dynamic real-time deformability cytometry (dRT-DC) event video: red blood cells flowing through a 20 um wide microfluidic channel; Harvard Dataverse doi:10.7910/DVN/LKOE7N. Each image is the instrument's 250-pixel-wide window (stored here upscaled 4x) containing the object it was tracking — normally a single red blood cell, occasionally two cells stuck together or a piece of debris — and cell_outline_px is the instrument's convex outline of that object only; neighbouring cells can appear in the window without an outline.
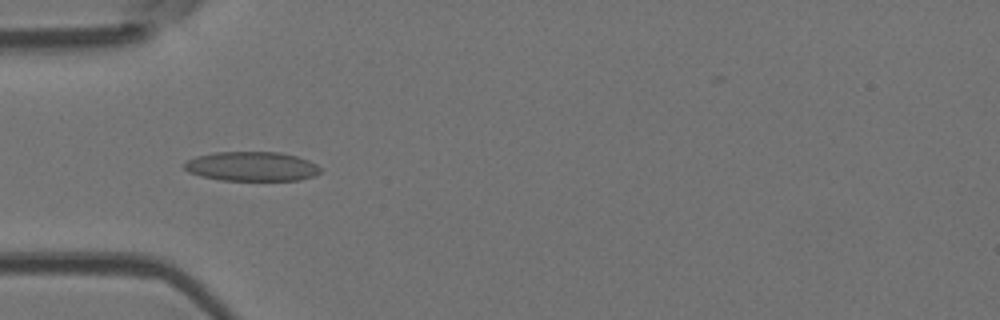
{"species": "Egyptian fruit bat (a non-hibernating species)", "species_latin": "Rousettus aegyptiacus", "temperature_condition": "room temperature", "stored_images_in_passage": 45, "camera_frame_rate_fps": 3000, "um_per_image_px": 0.085, "animal": {"sex": "female"}, "frame": {"image": 1, "passage_image": 14, "time_ms": 4.333, "image_size_px": [1000, 320], "cell_outline_px": [[320, 172], [316, 176], [300, 180], [220, 180], [200, 176], [188, 172], [184, 168], [184, 164], [188, 160], [196, 156], [212, 152], [280, 152], [296, 156], [308, 160], [316, 164], [320, 168]], "centroid_in_image_um": [21.39, 14.14], "position_along_channel_um": 63.6, "area_um2": 23.41}}
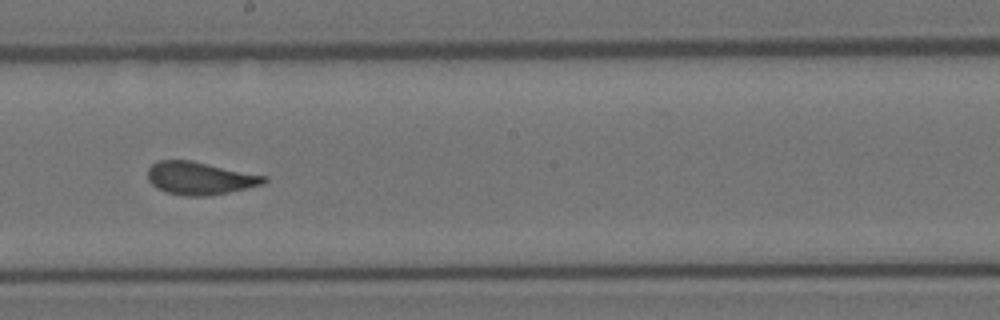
{"frame": {"image": 2, "passage_image": 27, "time_ms": 8.667, "image_size_px": [1000, 320], "cell_outline_px": [[268, 180], [264, 184], [228, 192], [204, 196], [184, 196], [164, 192], [156, 188], [148, 180], [148, 168], [152, 164], [160, 160], [192, 160], [268, 176]], "centroid_in_image_um": [16.99, 15.14], "position_along_channel_um": 231.2, "area_um2": 22.37}}
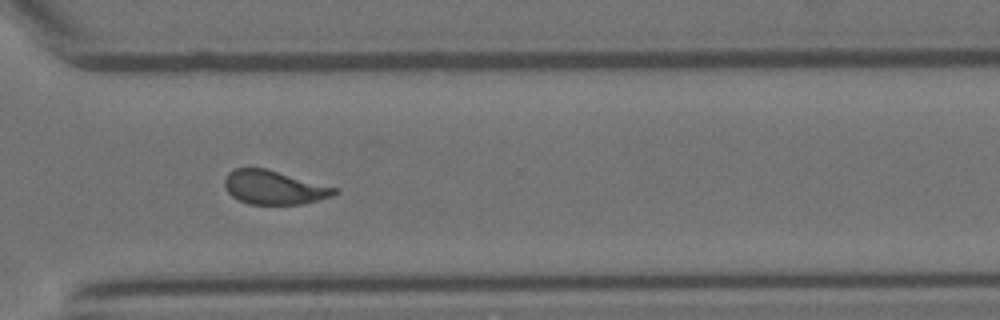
{"frame": {"image": 3, "passage_image": 36, "time_ms": 11.667, "image_size_px": [1000, 320], "cell_outline_px": [[340, 192], [332, 196], [300, 204], [248, 204], [232, 196], [224, 188], [224, 180], [228, 172], [236, 168], [264, 168], [336, 188]], "centroid_in_image_um": [23.24, 15.94], "position_along_channel_um": 347.4, "area_um2": 21.33}, "authors_computed_cell_mechanics": {"area_um2": 22.4264, "velocity_mm_per_s": 3.8811, "shape_relaxation_time_tau1_ms": 7.599, "shape_relaxation_time_tau2_ms": 0.8708, "deformation_change_tau1": 0.1737, "deformation_change_tau2": 0.074}}